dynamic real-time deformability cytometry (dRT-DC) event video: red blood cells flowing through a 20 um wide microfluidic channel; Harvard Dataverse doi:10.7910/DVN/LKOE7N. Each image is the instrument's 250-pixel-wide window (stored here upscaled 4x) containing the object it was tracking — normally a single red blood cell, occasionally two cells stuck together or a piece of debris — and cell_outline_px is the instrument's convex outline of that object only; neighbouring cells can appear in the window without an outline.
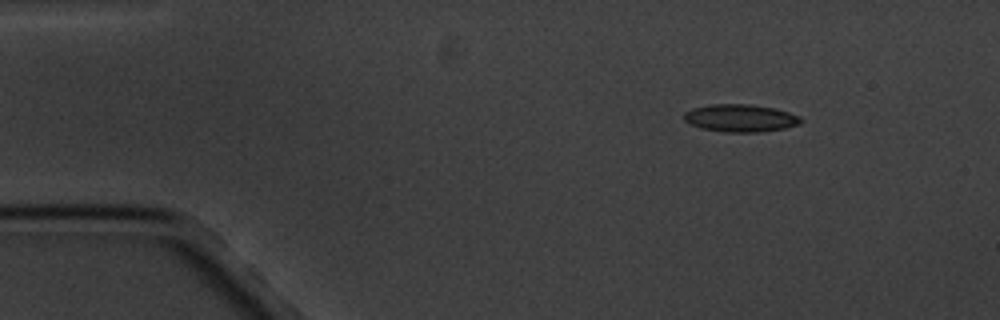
{"species": "common noctule bat (a hibernating species)", "species_latin": "Nyctalus noctula", "temperature_condition": "cold", "stored_images_in_passage": 4, "camera_frame_rate_fps": 3000, "um_per_image_px": 0.085, "animal": {"sex": "male", "body_mass_g": 20.1, "forearm_length_mm": 53.5}, "frame": {"image": 1, "passage_image": 2, "time_ms": 1.333, "image_size_px": [1000, 320], "cell_outline_px": [[804, 120], [800, 124], [784, 128], [760, 132], [724, 132], [700, 128], [684, 120], [684, 112], [692, 108], [712, 104], [748, 104], [772, 108], [788, 112], [800, 116]], "centroid_in_image_um": [62.94, 10.04], "position_along_channel_um": 22.1, "area_um2": 18.73}}
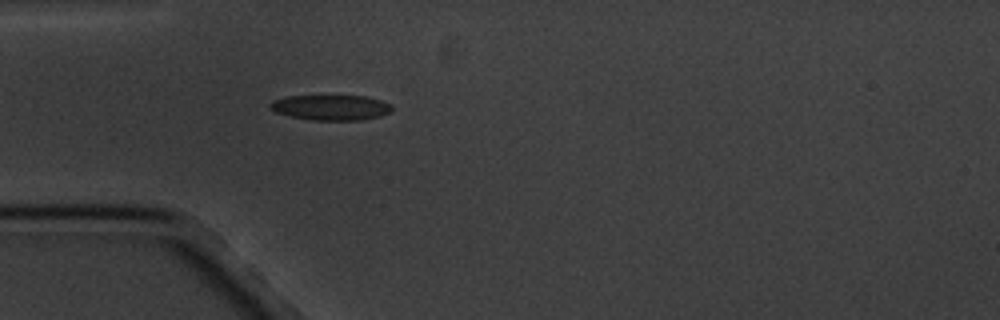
{"frame": {"image": 2, "passage_image": 4, "time_ms": 4.333, "image_size_px": [1000, 320], "cell_outline_px": [[392, 112], [380, 116], [360, 120], [312, 120], [292, 116], [276, 112], [268, 104], [272, 100], [284, 96], [364, 96], [380, 100], [392, 104]], "centroid_in_image_um": [28.15, 9.13], "position_along_channel_um": 56.9, "area_um2": 17.92}}